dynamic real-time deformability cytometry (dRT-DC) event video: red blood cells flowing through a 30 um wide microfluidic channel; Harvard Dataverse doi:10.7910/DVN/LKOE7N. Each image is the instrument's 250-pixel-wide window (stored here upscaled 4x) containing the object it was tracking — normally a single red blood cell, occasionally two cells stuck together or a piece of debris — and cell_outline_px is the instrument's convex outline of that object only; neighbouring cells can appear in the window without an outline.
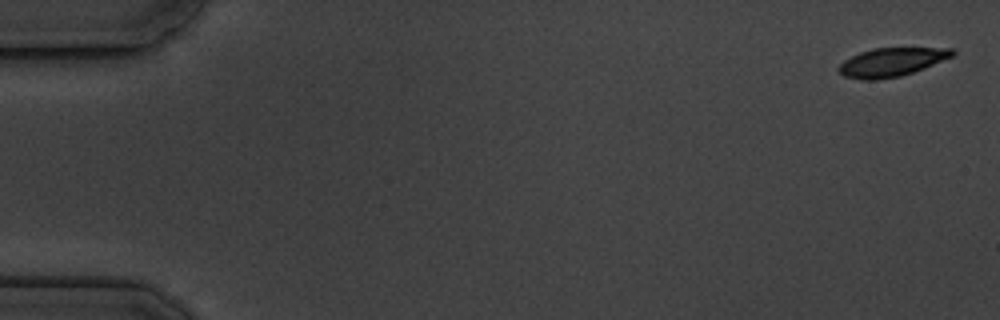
{"species": "common noctule bat (a hibernating species)", "species_latin": "Nyctalus noctula", "temperature_condition": "cold", "stored_images_in_passage": 11, "camera_frame_rate_fps": 3000, "um_per_image_px": 0.085, "animal": {"sex": "male", "body_mass_g": 19.5, "forearm_length_mm": 54.6}, "frame": {"image": 1, "passage_image": 1, "time_ms": 0.0, "image_size_px": [1000, 320], "cell_outline_px": [[956, 52], [952, 56], [924, 68], [900, 76], [876, 80], [860, 80], [844, 76], [836, 68], [844, 60], [860, 52], [872, 48], [952, 48]], "centroid_in_image_um": [75.74, 5.28], "position_along_channel_um": 9.3, "area_um2": 18.84}}
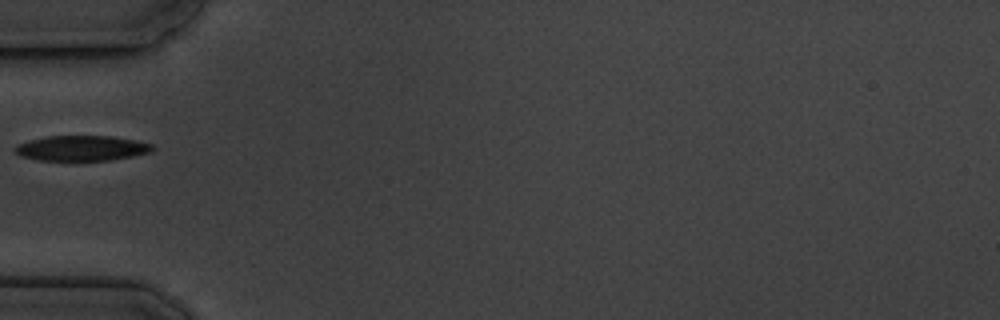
{"frame": {"image": 2, "passage_image": 6, "time_ms": 6.0, "image_size_px": [1000, 320], "cell_outline_px": [[156, 148], [152, 152], [112, 160], [40, 160], [20, 156], [12, 152], [12, 148], [16, 144], [28, 140], [48, 136], [112, 136], [136, 140], [152, 144]], "centroid_in_image_um": [6.92, 12.59], "position_along_channel_um": 78.1, "area_um2": 20.46}}
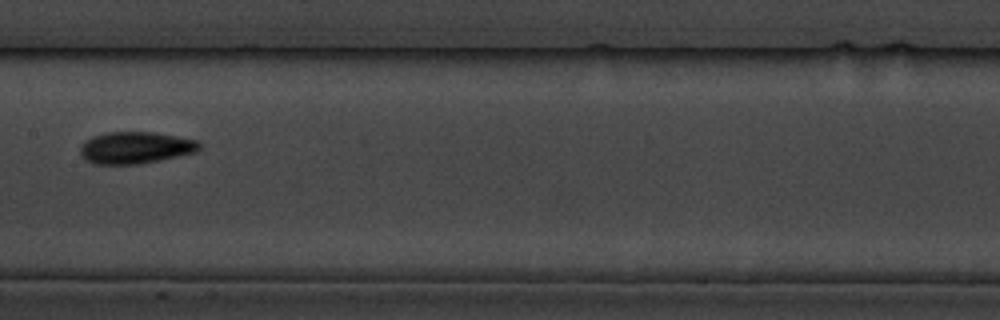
{"frame": {"image": 3, "passage_image": 9, "time_ms": 9.333, "image_size_px": [1000, 320], "cell_outline_px": [[200, 148], [196, 152], [136, 164], [92, 164], [80, 156], [80, 148], [92, 136], [104, 132], [152, 132], [176, 136], [196, 140], [200, 144]], "centroid_in_image_um": [11.47, 12.55], "position_along_channel_um": 195.9, "area_um2": 21.85}}